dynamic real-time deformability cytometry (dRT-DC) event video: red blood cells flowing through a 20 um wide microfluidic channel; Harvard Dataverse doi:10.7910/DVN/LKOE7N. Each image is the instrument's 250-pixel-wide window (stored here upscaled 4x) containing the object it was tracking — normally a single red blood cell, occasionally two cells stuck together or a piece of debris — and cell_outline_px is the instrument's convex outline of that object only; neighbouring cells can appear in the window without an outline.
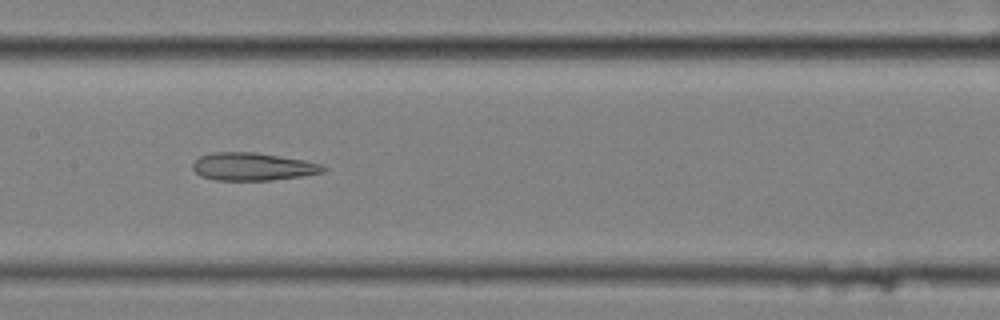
{"species": "common noctule bat (a hibernating species)", "species_latin": "Nyctalus noctula", "temperature_condition": "cold", "stored_images_in_passage": 9, "camera_frame_rate_fps": 3000, "um_per_image_px": 0.085, "animal": {"sex": "female", "body_mass_g": 25.1}, "frame": {"image": 1, "passage_image": 8, "time_ms": 2.333, "image_size_px": [1000, 320], "cell_outline_px": [[328, 168], [324, 172], [300, 176], [272, 180], [216, 180], [200, 176], [192, 168], [192, 164], [200, 156], [212, 152], [256, 152], [304, 160], [324, 164]], "centroid_in_image_um": [21.5, 14.16], "position_along_channel_um": 185.9, "area_um2": 21.21}}
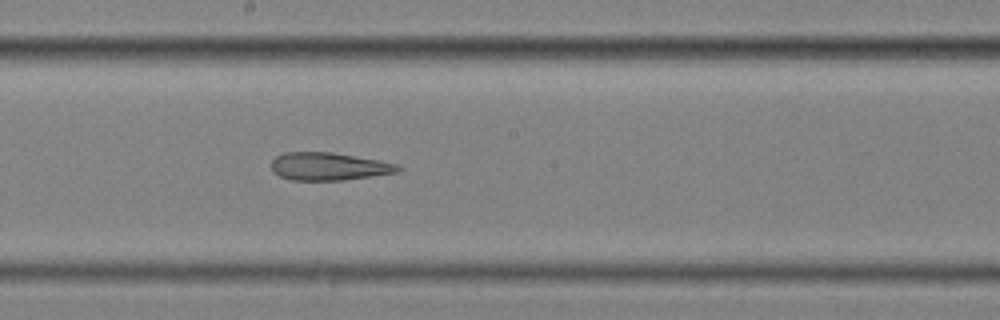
{"frame": {"image": 2, "passage_image": 9, "time_ms": 2.667, "image_size_px": [1000, 320], "cell_outline_px": [[404, 168], [400, 172], [344, 180], [292, 180], [280, 176], [272, 172], [272, 160], [276, 156], [284, 152], [332, 152], [376, 160], [396, 164]], "centroid_in_image_um": [27.94, 14.15], "position_along_channel_um": 220.3, "area_um2": 20.46}}